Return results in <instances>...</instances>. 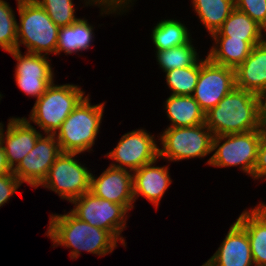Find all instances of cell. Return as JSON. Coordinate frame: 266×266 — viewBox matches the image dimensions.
Returning <instances> with one entry per match:
<instances>
[{
  "instance_id": "obj_1",
  "label": "cell",
  "mask_w": 266,
  "mask_h": 266,
  "mask_svg": "<svg viewBox=\"0 0 266 266\" xmlns=\"http://www.w3.org/2000/svg\"><path fill=\"white\" fill-rule=\"evenodd\" d=\"M49 227L45 233L53 246L72 248L70 258L77 259L81 250L98 256L112 253L118 240L107 230L91 226L79 220L71 212L51 214Z\"/></svg>"
},
{
  "instance_id": "obj_2",
  "label": "cell",
  "mask_w": 266,
  "mask_h": 266,
  "mask_svg": "<svg viewBox=\"0 0 266 266\" xmlns=\"http://www.w3.org/2000/svg\"><path fill=\"white\" fill-rule=\"evenodd\" d=\"M205 125L213 136L262 129L260 96L235 87L205 113Z\"/></svg>"
},
{
  "instance_id": "obj_3",
  "label": "cell",
  "mask_w": 266,
  "mask_h": 266,
  "mask_svg": "<svg viewBox=\"0 0 266 266\" xmlns=\"http://www.w3.org/2000/svg\"><path fill=\"white\" fill-rule=\"evenodd\" d=\"M20 23L17 22V50L23 44L27 52L48 56L55 54L59 27L36 0H16Z\"/></svg>"
},
{
  "instance_id": "obj_4",
  "label": "cell",
  "mask_w": 266,
  "mask_h": 266,
  "mask_svg": "<svg viewBox=\"0 0 266 266\" xmlns=\"http://www.w3.org/2000/svg\"><path fill=\"white\" fill-rule=\"evenodd\" d=\"M104 103L92 105L89 94L78 104L54 134L61 152L92 151L101 125Z\"/></svg>"
},
{
  "instance_id": "obj_5",
  "label": "cell",
  "mask_w": 266,
  "mask_h": 266,
  "mask_svg": "<svg viewBox=\"0 0 266 266\" xmlns=\"http://www.w3.org/2000/svg\"><path fill=\"white\" fill-rule=\"evenodd\" d=\"M85 91L75 84L56 85L54 82L46 92L36 99L28 122L37 124L44 134H55L61 124L85 98Z\"/></svg>"
},
{
  "instance_id": "obj_6",
  "label": "cell",
  "mask_w": 266,
  "mask_h": 266,
  "mask_svg": "<svg viewBox=\"0 0 266 266\" xmlns=\"http://www.w3.org/2000/svg\"><path fill=\"white\" fill-rule=\"evenodd\" d=\"M260 139L261 129L213 136L212 152H215L207 164L222 168L240 166L241 171L252 177Z\"/></svg>"
},
{
  "instance_id": "obj_7",
  "label": "cell",
  "mask_w": 266,
  "mask_h": 266,
  "mask_svg": "<svg viewBox=\"0 0 266 266\" xmlns=\"http://www.w3.org/2000/svg\"><path fill=\"white\" fill-rule=\"evenodd\" d=\"M159 158L170 162L204 158L212 153L213 133L203 124L166 128L160 134Z\"/></svg>"
},
{
  "instance_id": "obj_8",
  "label": "cell",
  "mask_w": 266,
  "mask_h": 266,
  "mask_svg": "<svg viewBox=\"0 0 266 266\" xmlns=\"http://www.w3.org/2000/svg\"><path fill=\"white\" fill-rule=\"evenodd\" d=\"M75 157H77V153L62 152L39 186L56 192L61 199L68 202L89 192L92 173Z\"/></svg>"
},
{
  "instance_id": "obj_9",
  "label": "cell",
  "mask_w": 266,
  "mask_h": 266,
  "mask_svg": "<svg viewBox=\"0 0 266 266\" xmlns=\"http://www.w3.org/2000/svg\"><path fill=\"white\" fill-rule=\"evenodd\" d=\"M70 203L74 205L70 212L79 220L109 231L121 245L126 246L121 233L126 228L128 210L123 205L98 198L91 192L84 193Z\"/></svg>"
},
{
  "instance_id": "obj_10",
  "label": "cell",
  "mask_w": 266,
  "mask_h": 266,
  "mask_svg": "<svg viewBox=\"0 0 266 266\" xmlns=\"http://www.w3.org/2000/svg\"><path fill=\"white\" fill-rule=\"evenodd\" d=\"M155 136L144 129L125 133L117 146L105 156L112 159L111 167L131 172L159 159V147Z\"/></svg>"
},
{
  "instance_id": "obj_11",
  "label": "cell",
  "mask_w": 266,
  "mask_h": 266,
  "mask_svg": "<svg viewBox=\"0 0 266 266\" xmlns=\"http://www.w3.org/2000/svg\"><path fill=\"white\" fill-rule=\"evenodd\" d=\"M235 87L234 68L215 64L207 56L200 59V74L192 96L204 113L218 105Z\"/></svg>"
},
{
  "instance_id": "obj_12",
  "label": "cell",
  "mask_w": 266,
  "mask_h": 266,
  "mask_svg": "<svg viewBox=\"0 0 266 266\" xmlns=\"http://www.w3.org/2000/svg\"><path fill=\"white\" fill-rule=\"evenodd\" d=\"M59 143L54 134H43L37 139L34 148L13 170V174L33 188L39 187L48 175L56 158L61 154Z\"/></svg>"
},
{
  "instance_id": "obj_13",
  "label": "cell",
  "mask_w": 266,
  "mask_h": 266,
  "mask_svg": "<svg viewBox=\"0 0 266 266\" xmlns=\"http://www.w3.org/2000/svg\"><path fill=\"white\" fill-rule=\"evenodd\" d=\"M89 192L98 198L123 205L128 211L134 208L133 175L129 170L109 166L97 178L91 174Z\"/></svg>"
},
{
  "instance_id": "obj_14",
  "label": "cell",
  "mask_w": 266,
  "mask_h": 266,
  "mask_svg": "<svg viewBox=\"0 0 266 266\" xmlns=\"http://www.w3.org/2000/svg\"><path fill=\"white\" fill-rule=\"evenodd\" d=\"M1 130V143L7 162L14 170L22 159L34 148L42 133L37 131L26 118H11L8 120L7 130ZM5 133V134H4Z\"/></svg>"
},
{
  "instance_id": "obj_15",
  "label": "cell",
  "mask_w": 266,
  "mask_h": 266,
  "mask_svg": "<svg viewBox=\"0 0 266 266\" xmlns=\"http://www.w3.org/2000/svg\"><path fill=\"white\" fill-rule=\"evenodd\" d=\"M205 266H253L254 260L246 230L235 221L218 250Z\"/></svg>"
},
{
  "instance_id": "obj_16",
  "label": "cell",
  "mask_w": 266,
  "mask_h": 266,
  "mask_svg": "<svg viewBox=\"0 0 266 266\" xmlns=\"http://www.w3.org/2000/svg\"><path fill=\"white\" fill-rule=\"evenodd\" d=\"M157 160L143 165L132 172L134 203L139 196H143L151 202L156 209L160 204L166 190L172 183L168 166H155Z\"/></svg>"
},
{
  "instance_id": "obj_17",
  "label": "cell",
  "mask_w": 266,
  "mask_h": 266,
  "mask_svg": "<svg viewBox=\"0 0 266 266\" xmlns=\"http://www.w3.org/2000/svg\"><path fill=\"white\" fill-rule=\"evenodd\" d=\"M234 70L236 88L260 96L266 90V40L253 46L245 61Z\"/></svg>"
},
{
  "instance_id": "obj_18",
  "label": "cell",
  "mask_w": 266,
  "mask_h": 266,
  "mask_svg": "<svg viewBox=\"0 0 266 266\" xmlns=\"http://www.w3.org/2000/svg\"><path fill=\"white\" fill-rule=\"evenodd\" d=\"M247 232L254 265L266 266V204L244 210L236 220Z\"/></svg>"
},
{
  "instance_id": "obj_19",
  "label": "cell",
  "mask_w": 266,
  "mask_h": 266,
  "mask_svg": "<svg viewBox=\"0 0 266 266\" xmlns=\"http://www.w3.org/2000/svg\"><path fill=\"white\" fill-rule=\"evenodd\" d=\"M211 37L244 39V41H247L253 47L266 40V32L251 17L235 8L222 26L211 34Z\"/></svg>"
},
{
  "instance_id": "obj_20",
  "label": "cell",
  "mask_w": 266,
  "mask_h": 266,
  "mask_svg": "<svg viewBox=\"0 0 266 266\" xmlns=\"http://www.w3.org/2000/svg\"><path fill=\"white\" fill-rule=\"evenodd\" d=\"M165 110L171 124L167 128L191 127L205 123V113L192 95H170Z\"/></svg>"
},
{
  "instance_id": "obj_21",
  "label": "cell",
  "mask_w": 266,
  "mask_h": 266,
  "mask_svg": "<svg viewBox=\"0 0 266 266\" xmlns=\"http://www.w3.org/2000/svg\"><path fill=\"white\" fill-rule=\"evenodd\" d=\"M47 12L52 21L60 28L70 26L79 18L75 17V5L73 0H36ZM85 6L95 5L103 14H124V10L117 4L110 2H95L94 0H84Z\"/></svg>"
},
{
  "instance_id": "obj_22",
  "label": "cell",
  "mask_w": 266,
  "mask_h": 266,
  "mask_svg": "<svg viewBox=\"0 0 266 266\" xmlns=\"http://www.w3.org/2000/svg\"><path fill=\"white\" fill-rule=\"evenodd\" d=\"M212 38L214 42L207 54V58L215 64L234 69L245 61L253 48L244 39H231V37Z\"/></svg>"
},
{
  "instance_id": "obj_23",
  "label": "cell",
  "mask_w": 266,
  "mask_h": 266,
  "mask_svg": "<svg viewBox=\"0 0 266 266\" xmlns=\"http://www.w3.org/2000/svg\"><path fill=\"white\" fill-rule=\"evenodd\" d=\"M85 18H79L70 26L60 27L56 53L64 52L69 55L79 51H86L94 41V27Z\"/></svg>"
},
{
  "instance_id": "obj_24",
  "label": "cell",
  "mask_w": 266,
  "mask_h": 266,
  "mask_svg": "<svg viewBox=\"0 0 266 266\" xmlns=\"http://www.w3.org/2000/svg\"><path fill=\"white\" fill-rule=\"evenodd\" d=\"M194 12L211 35L235 9L234 0H192Z\"/></svg>"
},
{
  "instance_id": "obj_25",
  "label": "cell",
  "mask_w": 266,
  "mask_h": 266,
  "mask_svg": "<svg viewBox=\"0 0 266 266\" xmlns=\"http://www.w3.org/2000/svg\"><path fill=\"white\" fill-rule=\"evenodd\" d=\"M190 36L186 25L174 19L159 21L152 29L151 34L156 51L186 45L192 39Z\"/></svg>"
},
{
  "instance_id": "obj_26",
  "label": "cell",
  "mask_w": 266,
  "mask_h": 266,
  "mask_svg": "<svg viewBox=\"0 0 266 266\" xmlns=\"http://www.w3.org/2000/svg\"><path fill=\"white\" fill-rule=\"evenodd\" d=\"M21 53V50L17 49L9 52L17 60L15 77L54 79V70H52L47 56L29 52H26L24 55Z\"/></svg>"
},
{
  "instance_id": "obj_27",
  "label": "cell",
  "mask_w": 266,
  "mask_h": 266,
  "mask_svg": "<svg viewBox=\"0 0 266 266\" xmlns=\"http://www.w3.org/2000/svg\"><path fill=\"white\" fill-rule=\"evenodd\" d=\"M196 50L191 40L186 45L163 51H155V55L163 72H168L176 68L193 66L199 60V55Z\"/></svg>"
},
{
  "instance_id": "obj_28",
  "label": "cell",
  "mask_w": 266,
  "mask_h": 266,
  "mask_svg": "<svg viewBox=\"0 0 266 266\" xmlns=\"http://www.w3.org/2000/svg\"><path fill=\"white\" fill-rule=\"evenodd\" d=\"M164 73L172 95H193L200 74V59L193 66Z\"/></svg>"
},
{
  "instance_id": "obj_29",
  "label": "cell",
  "mask_w": 266,
  "mask_h": 266,
  "mask_svg": "<svg viewBox=\"0 0 266 266\" xmlns=\"http://www.w3.org/2000/svg\"><path fill=\"white\" fill-rule=\"evenodd\" d=\"M17 19L14 11L4 0H0V47L12 52L17 47Z\"/></svg>"
},
{
  "instance_id": "obj_30",
  "label": "cell",
  "mask_w": 266,
  "mask_h": 266,
  "mask_svg": "<svg viewBox=\"0 0 266 266\" xmlns=\"http://www.w3.org/2000/svg\"><path fill=\"white\" fill-rule=\"evenodd\" d=\"M235 8L266 30V0H234Z\"/></svg>"
},
{
  "instance_id": "obj_31",
  "label": "cell",
  "mask_w": 266,
  "mask_h": 266,
  "mask_svg": "<svg viewBox=\"0 0 266 266\" xmlns=\"http://www.w3.org/2000/svg\"><path fill=\"white\" fill-rule=\"evenodd\" d=\"M16 85L26 95L39 99L47 90V88L55 82L54 79H30L23 77H15Z\"/></svg>"
},
{
  "instance_id": "obj_32",
  "label": "cell",
  "mask_w": 266,
  "mask_h": 266,
  "mask_svg": "<svg viewBox=\"0 0 266 266\" xmlns=\"http://www.w3.org/2000/svg\"><path fill=\"white\" fill-rule=\"evenodd\" d=\"M252 178L255 180L266 179V126L261 129V139L258 146L257 159Z\"/></svg>"
},
{
  "instance_id": "obj_33",
  "label": "cell",
  "mask_w": 266,
  "mask_h": 266,
  "mask_svg": "<svg viewBox=\"0 0 266 266\" xmlns=\"http://www.w3.org/2000/svg\"><path fill=\"white\" fill-rule=\"evenodd\" d=\"M22 184L13 172L0 177V207L10 200Z\"/></svg>"
},
{
  "instance_id": "obj_34",
  "label": "cell",
  "mask_w": 266,
  "mask_h": 266,
  "mask_svg": "<svg viewBox=\"0 0 266 266\" xmlns=\"http://www.w3.org/2000/svg\"><path fill=\"white\" fill-rule=\"evenodd\" d=\"M13 172L10 168L3 147L0 145V177Z\"/></svg>"
},
{
  "instance_id": "obj_35",
  "label": "cell",
  "mask_w": 266,
  "mask_h": 266,
  "mask_svg": "<svg viewBox=\"0 0 266 266\" xmlns=\"http://www.w3.org/2000/svg\"><path fill=\"white\" fill-rule=\"evenodd\" d=\"M94 1L95 2H110V3H114V4L119 5L124 10V12L125 11L128 12V10H130V6H132L134 4L132 2H134L135 0H94Z\"/></svg>"
},
{
  "instance_id": "obj_36",
  "label": "cell",
  "mask_w": 266,
  "mask_h": 266,
  "mask_svg": "<svg viewBox=\"0 0 266 266\" xmlns=\"http://www.w3.org/2000/svg\"><path fill=\"white\" fill-rule=\"evenodd\" d=\"M261 119L266 124V90L260 95Z\"/></svg>"
},
{
  "instance_id": "obj_37",
  "label": "cell",
  "mask_w": 266,
  "mask_h": 266,
  "mask_svg": "<svg viewBox=\"0 0 266 266\" xmlns=\"http://www.w3.org/2000/svg\"><path fill=\"white\" fill-rule=\"evenodd\" d=\"M3 124L0 123V143H1V130H2Z\"/></svg>"
}]
</instances>
